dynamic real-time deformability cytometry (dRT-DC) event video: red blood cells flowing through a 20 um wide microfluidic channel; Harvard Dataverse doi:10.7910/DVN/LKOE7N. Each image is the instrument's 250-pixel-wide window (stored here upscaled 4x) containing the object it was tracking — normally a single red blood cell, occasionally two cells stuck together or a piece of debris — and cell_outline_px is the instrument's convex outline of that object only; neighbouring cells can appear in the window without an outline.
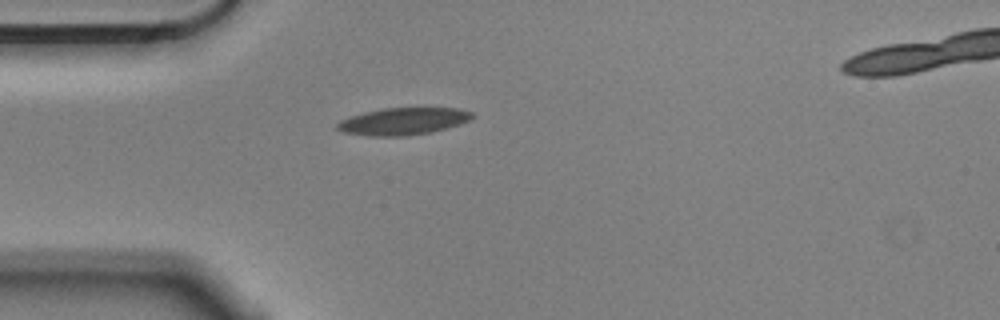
{"species": "Egyptian fruit bat (a non-hibernating species)", "species_latin": "Rousettus aegyptiacus", "temperature_condition": "cold", "stored_images_in_passage": 3, "camera_frame_rate_fps": 3000, "um_per_image_px": 0.085, "animal": {"sex": "male"}, "frame": {"image": 1, "passage_image": 1, "time_ms": 0.0, "image_size_px": [1000, 320], "cell_outline_px": [[476, 116], [460, 124], [428, 132], [408, 136], [368, 136], [344, 132], [336, 128], [336, 124], [340, 120], [364, 112], [380, 108], [460, 108], [472, 112]], "centroid_in_image_um": [34.26, 10.3], "position_along_channel_um": 50.7, "area_um2": 21.27}}
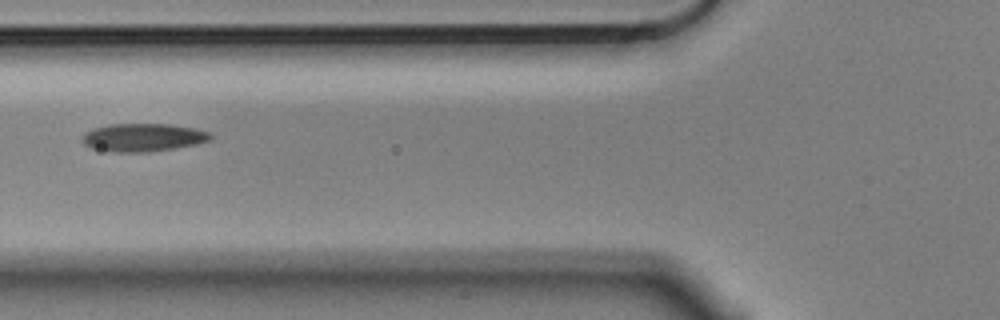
{"frame": {"image": 2, "passage_image": 3, "time_ms": 0.667, "image_size_px": [1000, 320], "cell_outline_px": [[212, 136], [208, 140], [196, 144], [148, 152], [112, 152], [92, 148], [84, 144], [80, 140], [80, 136], [84, 132], [92, 128], [108, 124], [168, 124], [196, 128], [212, 132]], "centroid_in_image_um": [12.1, 11.67], "position_along_channel_um": 113.7, "area_um2": 21.15}}